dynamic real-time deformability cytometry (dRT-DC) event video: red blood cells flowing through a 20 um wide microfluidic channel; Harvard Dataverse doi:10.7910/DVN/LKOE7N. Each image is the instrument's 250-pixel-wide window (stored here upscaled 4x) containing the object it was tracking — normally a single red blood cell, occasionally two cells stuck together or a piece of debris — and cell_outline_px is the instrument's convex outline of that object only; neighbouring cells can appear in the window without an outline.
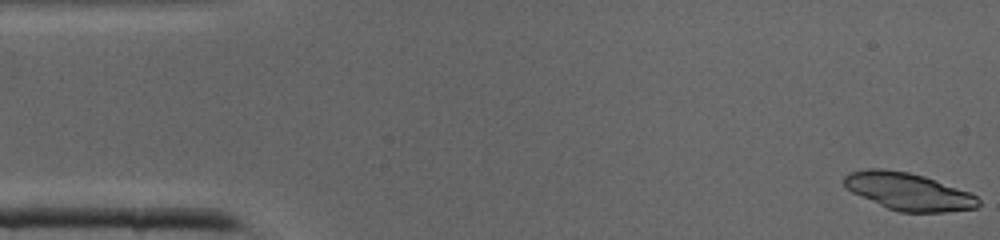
{"species": "common noctule bat (a hibernating species)", "species_latin": "Nyctalus noctula", "temperature_condition": "cold", "stored_images_in_passage": 41, "camera_frame_rate_fps": 3000, "um_per_image_px": 0.085, "animal": {"sex": "male", "body_mass_g": 19.0, "forearm_length_mm": 50.8}, "frame": {"image": 1, "passage_image": 1, "time_ms": 0.0, "image_size_px": [1000, 240], "cell_outline_px": [[980, 204], [976, 208], [944, 212], [900, 212], [888, 208], [852, 192], [844, 184], [844, 176], [848, 172], [868, 168], [884, 168], [908, 172], [924, 176], [968, 192], [976, 196], [980, 200]], "centroid_in_image_um": [77.2, 16.27], "position_along_channel_um": 7.8, "area_um2": 28.96}}
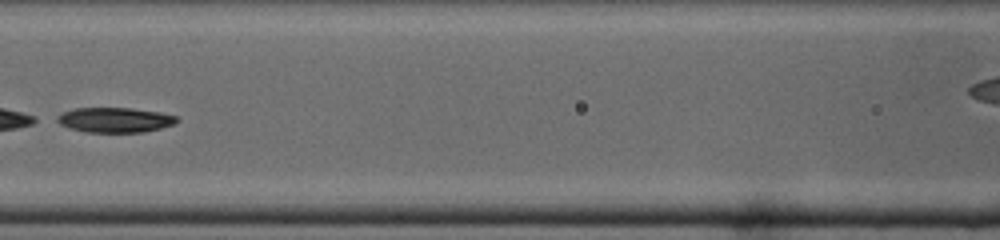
{"frame": {"image": 2, "passage_image": 18, "time_ms": 5.667, "image_size_px": [1000, 240], "cell_outline_px": [[180, 120], [176, 124], [144, 132], [84, 132], [68, 128], [52, 120], [56, 116], [64, 112], [76, 108], [132, 108], [160, 112], [176, 116]], "centroid_in_image_um": [9.75, 10.2], "position_along_channel_um": 156.9, "area_um2": 17.63}}